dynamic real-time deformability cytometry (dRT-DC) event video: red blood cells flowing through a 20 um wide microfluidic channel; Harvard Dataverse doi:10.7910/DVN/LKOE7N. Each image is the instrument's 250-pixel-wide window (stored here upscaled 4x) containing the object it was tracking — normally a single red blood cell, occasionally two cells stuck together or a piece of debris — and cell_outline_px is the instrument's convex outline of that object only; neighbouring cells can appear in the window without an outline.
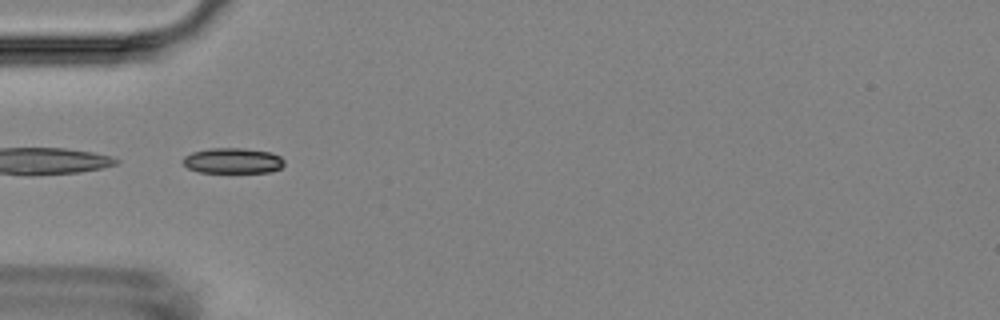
{"species": "Egyptian fruit bat (a non-hibernating species)", "species_latin": "Rousettus aegyptiacus", "temperature_condition": "room temperature", "stored_images_in_passage": 15, "camera_frame_rate_fps": 3000, "um_per_image_px": 0.085, "animal": {"sex": "female"}, "frame": {"image": 1, "passage_image": 1, "time_ms": 0.0, "image_size_px": [1000, 320], "cell_outline_px": [[284, 164], [280, 168], [272, 172], [200, 172], [188, 168], [184, 164], [184, 156], [192, 152], [208, 148], [244, 148], [272, 152], [280, 156], [284, 160]], "centroid_in_image_um": [19.81, 13.65], "position_along_channel_um": 65.2, "area_um2": 15.09}}